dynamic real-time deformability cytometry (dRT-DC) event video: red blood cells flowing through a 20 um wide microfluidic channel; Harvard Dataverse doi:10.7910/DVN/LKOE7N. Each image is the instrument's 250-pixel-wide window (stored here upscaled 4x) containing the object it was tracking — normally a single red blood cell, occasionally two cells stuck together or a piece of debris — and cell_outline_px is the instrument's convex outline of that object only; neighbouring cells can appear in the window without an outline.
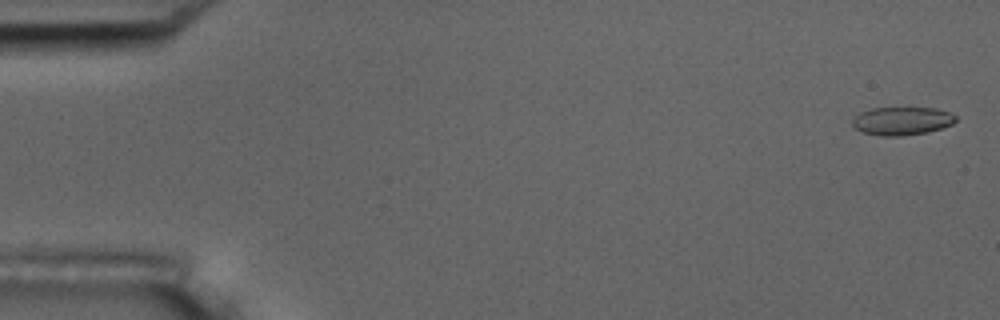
{"species": "common noctule bat (a hibernating species)", "species_latin": "Nyctalus noctula", "temperature_condition": "room temperature", "stored_images_in_passage": 5, "camera_frame_rate_fps": 3000, "um_per_image_px": 0.085, "animal": {"sex": "male", "body_mass_g": 17.5, "forearm_length_mm": 52.3}, "frame": {"image": 1, "passage_image": 1, "time_ms": 0.0, "image_size_px": [1000, 320], "cell_outline_px": [[956, 120], [952, 124], [928, 132], [900, 136], [880, 136], [864, 132], [852, 128], [852, 120], [860, 112], [872, 108], [936, 108], [948, 112], [956, 116]], "centroid_in_image_um": [76.63, 10.28], "position_along_channel_um": 8.4, "area_um2": 16.94}}